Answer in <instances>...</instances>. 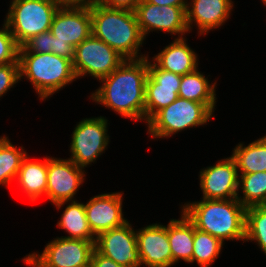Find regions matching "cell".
<instances>
[{
	"mask_svg": "<svg viewBox=\"0 0 266 267\" xmlns=\"http://www.w3.org/2000/svg\"><path fill=\"white\" fill-rule=\"evenodd\" d=\"M18 185L32 202L46 196L47 188V157L44 161L31 160L26 156L17 176Z\"/></svg>",
	"mask_w": 266,
	"mask_h": 267,
	"instance_id": "obj_21",
	"label": "cell"
},
{
	"mask_svg": "<svg viewBox=\"0 0 266 267\" xmlns=\"http://www.w3.org/2000/svg\"><path fill=\"white\" fill-rule=\"evenodd\" d=\"M92 241L61 236L46 244L41 254L32 255L45 267H90Z\"/></svg>",
	"mask_w": 266,
	"mask_h": 267,
	"instance_id": "obj_12",
	"label": "cell"
},
{
	"mask_svg": "<svg viewBox=\"0 0 266 267\" xmlns=\"http://www.w3.org/2000/svg\"><path fill=\"white\" fill-rule=\"evenodd\" d=\"M20 81L19 63L0 65V97Z\"/></svg>",
	"mask_w": 266,
	"mask_h": 267,
	"instance_id": "obj_31",
	"label": "cell"
},
{
	"mask_svg": "<svg viewBox=\"0 0 266 267\" xmlns=\"http://www.w3.org/2000/svg\"><path fill=\"white\" fill-rule=\"evenodd\" d=\"M105 117L85 118L80 121L72 132L70 143L71 161L78 167L85 169L94 163L109 144Z\"/></svg>",
	"mask_w": 266,
	"mask_h": 267,
	"instance_id": "obj_8",
	"label": "cell"
},
{
	"mask_svg": "<svg viewBox=\"0 0 266 267\" xmlns=\"http://www.w3.org/2000/svg\"><path fill=\"white\" fill-rule=\"evenodd\" d=\"M51 53L73 61L75 46L68 42L56 41V37L52 35Z\"/></svg>",
	"mask_w": 266,
	"mask_h": 267,
	"instance_id": "obj_32",
	"label": "cell"
},
{
	"mask_svg": "<svg viewBox=\"0 0 266 267\" xmlns=\"http://www.w3.org/2000/svg\"><path fill=\"white\" fill-rule=\"evenodd\" d=\"M18 62L20 79L26 77L41 100L77 79L72 61L53 53L18 52Z\"/></svg>",
	"mask_w": 266,
	"mask_h": 267,
	"instance_id": "obj_4",
	"label": "cell"
},
{
	"mask_svg": "<svg viewBox=\"0 0 266 267\" xmlns=\"http://www.w3.org/2000/svg\"><path fill=\"white\" fill-rule=\"evenodd\" d=\"M215 106L178 97L146 122L148 133L152 138L162 139L184 129L205 125L210 118L212 119Z\"/></svg>",
	"mask_w": 266,
	"mask_h": 267,
	"instance_id": "obj_5",
	"label": "cell"
},
{
	"mask_svg": "<svg viewBox=\"0 0 266 267\" xmlns=\"http://www.w3.org/2000/svg\"><path fill=\"white\" fill-rule=\"evenodd\" d=\"M18 52L19 46L4 21L3 29H0V65L19 63Z\"/></svg>",
	"mask_w": 266,
	"mask_h": 267,
	"instance_id": "obj_29",
	"label": "cell"
},
{
	"mask_svg": "<svg viewBox=\"0 0 266 267\" xmlns=\"http://www.w3.org/2000/svg\"><path fill=\"white\" fill-rule=\"evenodd\" d=\"M186 8L178 6H158L141 0L134 13L140 31L145 38L150 31H163L170 34H179L178 38H184L189 32L186 22ZM181 34V35H180Z\"/></svg>",
	"mask_w": 266,
	"mask_h": 267,
	"instance_id": "obj_10",
	"label": "cell"
},
{
	"mask_svg": "<svg viewBox=\"0 0 266 267\" xmlns=\"http://www.w3.org/2000/svg\"><path fill=\"white\" fill-rule=\"evenodd\" d=\"M223 244L218 238L194 226L192 263L196 262L200 267H210L219 257Z\"/></svg>",
	"mask_w": 266,
	"mask_h": 267,
	"instance_id": "obj_27",
	"label": "cell"
},
{
	"mask_svg": "<svg viewBox=\"0 0 266 267\" xmlns=\"http://www.w3.org/2000/svg\"><path fill=\"white\" fill-rule=\"evenodd\" d=\"M52 34L51 31H45L37 34L26 41L19 52H34V53H51Z\"/></svg>",
	"mask_w": 266,
	"mask_h": 267,
	"instance_id": "obj_30",
	"label": "cell"
},
{
	"mask_svg": "<svg viewBox=\"0 0 266 267\" xmlns=\"http://www.w3.org/2000/svg\"><path fill=\"white\" fill-rule=\"evenodd\" d=\"M85 170L70 159L47 157L48 198L57 209L73 201L79 186L84 182Z\"/></svg>",
	"mask_w": 266,
	"mask_h": 267,
	"instance_id": "obj_9",
	"label": "cell"
},
{
	"mask_svg": "<svg viewBox=\"0 0 266 267\" xmlns=\"http://www.w3.org/2000/svg\"><path fill=\"white\" fill-rule=\"evenodd\" d=\"M261 2L266 6V0H261Z\"/></svg>",
	"mask_w": 266,
	"mask_h": 267,
	"instance_id": "obj_38",
	"label": "cell"
},
{
	"mask_svg": "<svg viewBox=\"0 0 266 267\" xmlns=\"http://www.w3.org/2000/svg\"><path fill=\"white\" fill-rule=\"evenodd\" d=\"M256 241L266 255V205L246 208L245 241Z\"/></svg>",
	"mask_w": 266,
	"mask_h": 267,
	"instance_id": "obj_28",
	"label": "cell"
},
{
	"mask_svg": "<svg viewBox=\"0 0 266 267\" xmlns=\"http://www.w3.org/2000/svg\"><path fill=\"white\" fill-rule=\"evenodd\" d=\"M90 267H125V266L117 264L112 259L103 256L94 249L91 255Z\"/></svg>",
	"mask_w": 266,
	"mask_h": 267,
	"instance_id": "obj_34",
	"label": "cell"
},
{
	"mask_svg": "<svg viewBox=\"0 0 266 267\" xmlns=\"http://www.w3.org/2000/svg\"><path fill=\"white\" fill-rule=\"evenodd\" d=\"M141 265L171 267L172 252L168 241V225L152 224L136 231Z\"/></svg>",
	"mask_w": 266,
	"mask_h": 267,
	"instance_id": "obj_17",
	"label": "cell"
},
{
	"mask_svg": "<svg viewBox=\"0 0 266 267\" xmlns=\"http://www.w3.org/2000/svg\"><path fill=\"white\" fill-rule=\"evenodd\" d=\"M68 202L69 205L65 207L61 219L57 222V226L70 235L64 236V238L87 240L95 244L96 236L88 225L84 203H79L76 200Z\"/></svg>",
	"mask_w": 266,
	"mask_h": 267,
	"instance_id": "obj_23",
	"label": "cell"
},
{
	"mask_svg": "<svg viewBox=\"0 0 266 267\" xmlns=\"http://www.w3.org/2000/svg\"><path fill=\"white\" fill-rule=\"evenodd\" d=\"M240 188L243 196L238 195L237 200L245 208L266 205V171L239 174V190Z\"/></svg>",
	"mask_w": 266,
	"mask_h": 267,
	"instance_id": "obj_26",
	"label": "cell"
},
{
	"mask_svg": "<svg viewBox=\"0 0 266 267\" xmlns=\"http://www.w3.org/2000/svg\"><path fill=\"white\" fill-rule=\"evenodd\" d=\"M185 38H175L161 52L153 57V62L162 70L185 75L198 68V55L187 45Z\"/></svg>",
	"mask_w": 266,
	"mask_h": 267,
	"instance_id": "obj_19",
	"label": "cell"
},
{
	"mask_svg": "<svg viewBox=\"0 0 266 267\" xmlns=\"http://www.w3.org/2000/svg\"><path fill=\"white\" fill-rule=\"evenodd\" d=\"M198 68L181 76L178 96L203 104H216V83H209Z\"/></svg>",
	"mask_w": 266,
	"mask_h": 267,
	"instance_id": "obj_24",
	"label": "cell"
},
{
	"mask_svg": "<svg viewBox=\"0 0 266 267\" xmlns=\"http://www.w3.org/2000/svg\"><path fill=\"white\" fill-rule=\"evenodd\" d=\"M182 212L195 228L224 240L245 241L246 208L233 199H203L185 203Z\"/></svg>",
	"mask_w": 266,
	"mask_h": 267,
	"instance_id": "obj_3",
	"label": "cell"
},
{
	"mask_svg": "<svg viewBox=\"0 0 266 267\" xmlns=\"http://www.w3.org/2000/svg\"><path fill=\"white\" fill-rule=\"evenodd\" d=\"M50 31L56 41L76 47L92 34L90 5H61L53 17Z\"/></svg>",
	"mask_w": 266,
	"mask_h": 267,
	"instance_id": "obj_14",
	"label": "cell"
},
{
	"mask_svg": "<svg viewBox=\"0 0 266 267\" xmlns=\"http://www.w3.org/2000/svg\"><path fill=\"white\" fill-rule=\"evenodd\" d=\"M94 249L122 266H141L136 232L129 221L122 226L98 234L96 236Z\"/></svg>",
	"mask_w": 266,
	"mask_h": 267,
	"instance_id": "obj_11",
	"label": "cell"
},
{
	"mask_svg": "<svg viewBox=\"0 0 266 267\" xmlns=\"http://www.w3.org/2000/svg\"><path fill=\"white\" fill-rule=\"evenodd\" d=\"M233 6L232 0H191L186 8L188 30L191 31L196 24L200 30L198 33L204 35L219 28L229 19Z\"/></svg>",
	"mask_w": 266,
	"mask_h": 267,
	"instance_id": "obj_18",
	"label": "cell"
},
{
	"mask_svg": "<svg viewBox=\"0 0 266 267\" xmlns=\"http://www.w3.org/2000/svg\"><path fill=\"white\" fill-rule=\"evenodd\" d=\"M125 58L92 34L75 47L72 61L76 78L90 75L98 81L110 75Z\"/></svg>",
	"mask_w": 266,
	"mask_h": 267,
	"instance_id": "obj_7",
	"label": "cell"
},
{
	"mask_svg": "<svg viewBox=\"0 0 266 267\" xmlns=\"http://www.w3.org/2000/svg\"><path fill=\"white\" fill-rule=\"evenodd\" d=\"M122 194L113 192L96 195L84 204L88 225L95 236L128 222L122 211Z\"/></svg>",
	"mask_w": 266,
	"mask_h": 267,
	"instance_id": "obj_16",
	"label": "cell"
},
{
	"mask_svg": "<svg viewBox=\"0 0 266 267\" xmlns=\"http://www.w3.org/2000/svg\"><path fill=\"white\" fill-rule=\"evenodd\" d=\"M199 177L202 199H233L239 195V173L231 156L202 169Z\"/></svg>",
	"mask_w": 266,
	"mask_h": 267,
	"instance_id": "obj_15",
	"label": "cell"
},
{
	"mask_svg": "<svg viewBox=\"0 0 266 267\" xmlns=\"http://www.w3.org/2000/svg\"><path fill=\"white\" fill-rule=\"evenodd\" d=\"M243 145V143L236 145L231 155L238 173L266 171V136L249 143L248 146Z\"/></svg>",
	"mask_w": 266,
	"mask_h": 267,
	"instance_id": "obj_22",
	"label": "cell"
},
{
	"mask_svg": "<svg viewBox=\"0 0 266 267\" xmlns=\"http://www.w3.org/2000/svg\"><path fill=\"white\" fill-rule=\"evenodd\" d=\"M61 4L56 0H12L4 20L19 47L37 34L50 30Z\"/></svg>",
	"mask_w": 266,
	"mask_h": 267,
	"instance_id": "obj_6",
	"label": "cell"
},
{
	"mask_svg": "<svg viewBox=\"0 0 266 267\" xmlns=\"http://www.w3.org/2000/svg\"><path fill=\"white\" fill-rule=\"evenodd\" d=\"M180 82L181 75L162 70L148 59V76L145 83V122L179 97Z\"/></svg>",
	"mask_w": 266,
	"mask_h": 267,
	"instance_id": "obj_13",
	"label": "cell"
},
{
	"mask_svg": "<svg viewBox=\"0 0 266 267\" xmlns=\"http://www.w3.org/2000/svg\"><path fill=\"white\" fill-rule=\"evenodd\" d=\"M102 5L112 9H123L134 11L141 0H97Z\"/></svg>",
	"mask_w": 266,
	"mask_h": 267,
	"instance_id": "obj_33",
	"label": "cell"
},
{
	"mask_svg": "<svg viewBox=\"0 0 266 267\" xmlns=\"http://www.w3.org/2000/svg\"><path fill=\"white\" fill-rule=\"evenodd\" d=\"M23 261L32 267H45L42 265L32 254L27 255L24 257Z\"/></svg>",
	"mask_w": 266,
	"mask_h": 267,
	"instance_id": "obj_37",
	"label": "cell"
},
{
	"mask_svg": "<svg viewBox=\"0 0 266 267\" xmlns=\"http://www.w3.org/2000/svg\"><path fill=\"white\" fill-rule=\"evenodd\" d=\"M92 35L116 50L125 59H141L143 37L132 10L108 8L97 0L90 4ZM140 54V55H138Z\"/></svg>",
	"mask_w": 266,
	"mask_h": 267,
	"instance_id": "obj_2",
	"label": "cell"
},
{
	"mask_svg": "<svg viewBox=\"0 0 266 267\" xmlns=\"http://www.w3.org/2000/svg\"><path fill=\"white\" fill-rule=\"evenodd\" d=\"M61 5H90L96 0H56Z\"/></svg>",
	"mask_w": 266,
	"mask_h": 267,
	"instance_id": "obj_36",
	"label": "cell"
},
{
	"mask_svg": "<svg viewBox=\"0 0 266 267\" xmlns=\"http://www.w3.org/2000/svg\"><path fill=\"white\" fill-rule=\"evenodd\" d=\"M27 156L24 147H15L8 137L0 136V185L9 186L17 179L23 159Z\"/></svg>",
	"mask_w": 266,
	"mask_h": 267,
	"instance_id": "obj_25",
	"label": "cell"
},
{
	"mask_svg": "<svg viewBox=\"0 0 266 267\" xmlns=\"http://www.w3.org/2000/svg\"><path fill=\"white\" fill-rule=\"evenodd\" d=\"M148 76V56L141 59H125L110 75L102 78L103 83L91 98L133 120H145V83Z\"/></svg>",
	"mask_w": 266,
	"mask_h": 267,
	"instance_id": "obj_1",
	"label": "cell"
},
{
	"mask_svg": "<svg viewBox=\"0 0 266 267\" xmlns=\"http://www.w3.org/2000/svg\"><path fill=\"white\" fill-rule=\"evenodd\" d=\"M148 3L158 5V6H178V7H187L186 1L188 0H146Z\"/></svg>",
	"mask_w": 266,
	"mask_h": 267,
	"instance_id": "obj_35",
	"label": "cell"
},
{
	"mask_svg": "<svg viewBox=\"0 0 266 267\" xmlns=\"http://www.w3.org/2000/svg\"><path fill=\"white\" fill-rule=\"evenodd\" d=\"M181 219L168 223V241L172 252V266L183 260L192 263L194 224L181 212Z\"/></svg>",
	"mask_w": 266,
	"mask_h": 267,
	"instance_id": "obj_20",
	"label": "cell"
}]
</instances>
